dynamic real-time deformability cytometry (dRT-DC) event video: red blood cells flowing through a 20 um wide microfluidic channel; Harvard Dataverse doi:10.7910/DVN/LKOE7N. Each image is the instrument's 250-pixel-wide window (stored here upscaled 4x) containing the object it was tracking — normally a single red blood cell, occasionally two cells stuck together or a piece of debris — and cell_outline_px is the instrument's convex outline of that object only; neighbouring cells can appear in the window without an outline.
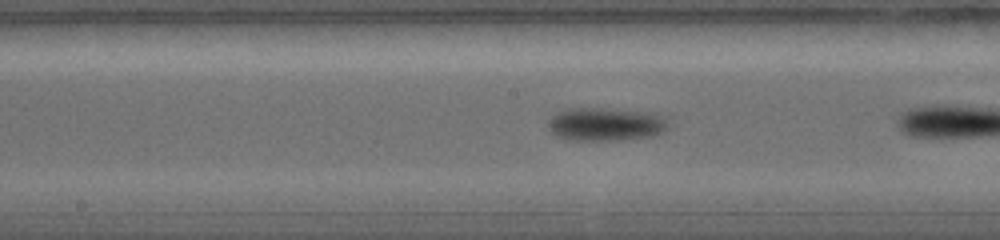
{"species": "common noctule bat (a hibernating species)", "species_latin": "Nyctalus noctula", "temperature_condition": "warm", "stored_images_in_passage": 14, "camera_frame_rate_fps": 5000, "um_per_image_px": 0.085, "animal": {"sex": "female", "body_mass_g": 19.0, "forearm_length_mm": 56.7}, "frame": {"image": 1, "passage_image": 12, "time_ms": 2.2, "image_size_px": [1000, 240], "cell_outline_px": [[668, 128], [664, 132], [652, 136], [620, 140], [568, 140], [556, 136], [548, 128], [548, 120], [556, 112], [564, 108], [600, 108], [656, 112], [664, 116], [668, 120]], "centroid_in_image_um": [51.5, 10.55], "position_along_channel_um": 196.7, "area_um2": 23.81}}